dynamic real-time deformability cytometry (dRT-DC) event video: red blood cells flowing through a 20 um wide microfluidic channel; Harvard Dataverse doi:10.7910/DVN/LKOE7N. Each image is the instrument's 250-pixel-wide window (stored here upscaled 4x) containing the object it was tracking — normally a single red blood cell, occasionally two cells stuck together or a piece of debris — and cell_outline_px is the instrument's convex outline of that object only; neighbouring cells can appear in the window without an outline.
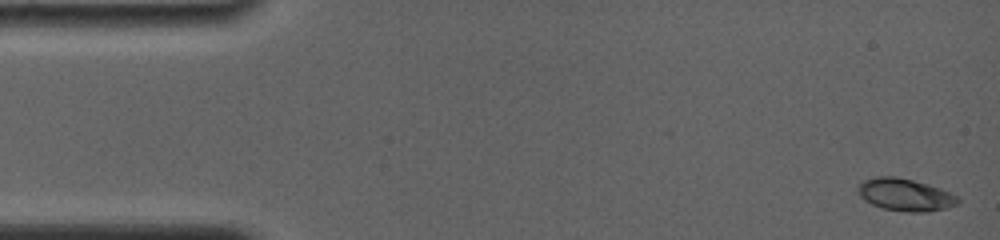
{"species": "common noctule bat (a hibernating species)", "species_latin": "Nyctalus noctula", "temperature_condition": "room temperature", "stored_images_in_passage": 52, "camera_frame_rate_fps": 4000, "um_per_image_px": 0.085, "animal": {"sex": "female", "body_mass_g": 19.0, "forearm_length_mm": 56.7}, "frame": {"image": 1, "passage_image": 1, "time_ms": 0.0, "image_size_px": [1000, 240], "cell_outline_px": [[960, 200], [956, 204], [948, 208], [928, 212], [908, 212], [884, 208], [872, 204], [864, 200], [860, 196], [856, 188], [864, 180], [876, 176], [896, 176], [928, 184], [940, 188], [956, 196]], "centroid_in_image_um": [76.93, 16.55], "position_along_channel_um": 8.1, "area_um2": 18.79}}
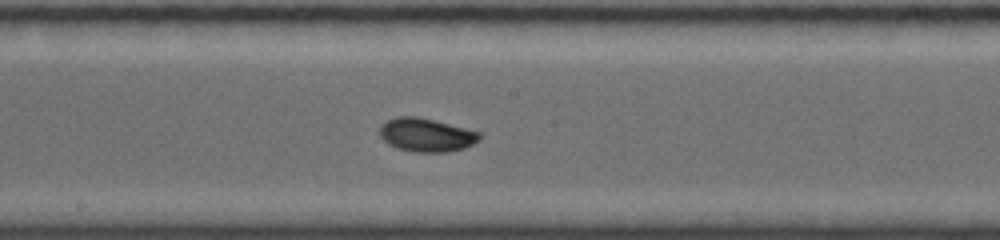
{"frame": {"image": 2, "passage_image": 27, "time_ms": 8.5, "image_size_px": [1000, 240], "cell_outline_px": [[480, 140], [464, 148], [448, 152], [416, 152], [396, 148], [388, 144], [380, 136], [380, 128], [388, 120], [396, 116], [416, 116], [480, 132]], "centroid_in_image_um": [36.23, 11.48], "position_along_channel_um": 212.0, "area_um2": 19.25}}
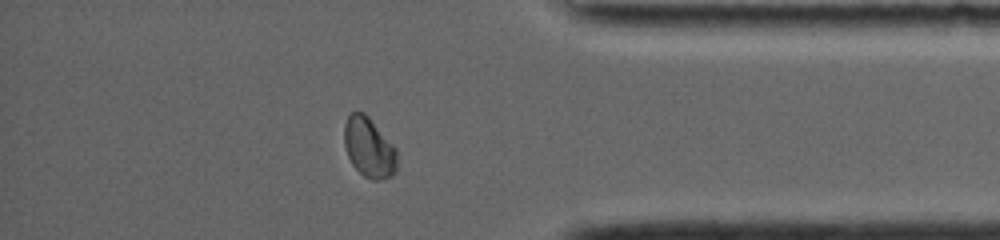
{"frame": {"image": 3, "passage_image": 48, "time_ms": 13.75, "image_size_px": [1000, 240], "cell_outline_px": [[396, 172], [392, 176], [384, 180], [372, 180], [364, 176], [352, 164], [348, 156], [344, 144], [344, 124], [348, 116], [352, 112], [364, 112], [368, 116], [396, 148]], "centroid_in_image_um": [31.36, 12.56], "position_along_channel_um": 403.8, "area_um2": 18.44}, "authors_computed_cell_mechanics": {"area_um2": 18.496, "velocity_mm_per_s": 3.8242, "shape_relaxation_time_tau1_ms": 4.4587, "shape_relaxation_time_tau2_ms": null, "deformation_change_tau1": 0.151, "deformation_change_tau2": null}}